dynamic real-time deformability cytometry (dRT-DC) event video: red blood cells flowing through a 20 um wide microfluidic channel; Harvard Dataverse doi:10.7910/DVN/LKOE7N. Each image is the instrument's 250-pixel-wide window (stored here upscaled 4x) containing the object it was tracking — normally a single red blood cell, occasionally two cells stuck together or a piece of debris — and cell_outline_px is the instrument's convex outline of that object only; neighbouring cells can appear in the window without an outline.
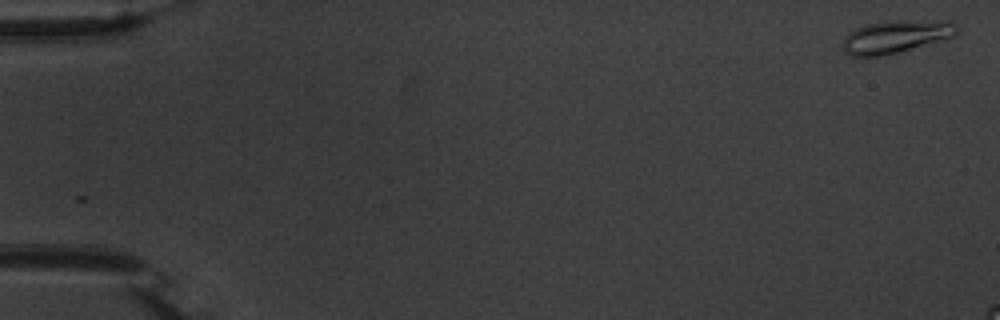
{"species": "common noctule bat (a hibernating species)", "species_latin": "Nyctalus noctula", "temperature_condition": "warm", "stored_images_in_passage": 17, "camera_frame_rate_fps": 3000, "um_per_image_px": 0.085, "animal": {"sex": "male", "body_mass_g": 20.1, "forearm_length_mm": 53.5}, "frame": {"image": 1, "passage_image": 1, "time_ms": 0.0, "image_size_px": [1000, 320], "cell_outline_px": [[960, 28], [956, 36], [884, 56], [852, 56], [844, 52], [840, 44], [844, 36], [848, 32], [856, 28], [868, 24], [896, 20], [952, 20]], "centroid_in_image_um": [76.17, 3.1], "position_along_channel_um": 8.8, "area_um2": 22.25}}